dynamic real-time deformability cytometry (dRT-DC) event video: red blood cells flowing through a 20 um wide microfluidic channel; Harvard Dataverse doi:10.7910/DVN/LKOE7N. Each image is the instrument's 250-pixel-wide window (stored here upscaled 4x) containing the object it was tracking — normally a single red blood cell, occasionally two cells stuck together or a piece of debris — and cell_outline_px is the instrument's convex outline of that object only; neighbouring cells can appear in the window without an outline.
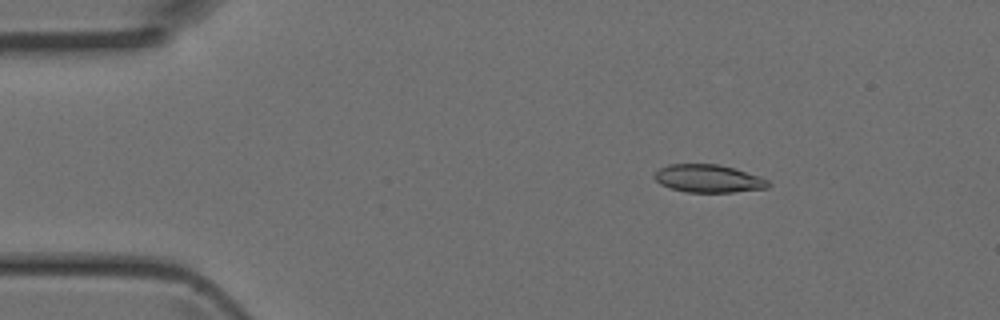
{"species": "Egyptian fruit bat (a non-hibernating species)", "species_latin": "Rousettus aegyptiacus", "temperature_condition": "room temperature", "stored_images_in_passage": 3, "camera_frame_rate_fps": 3000, "um_per_image_px": 0.085, "animal": {"sex": "female"}, "frame": {"image": 1, "passage_image": 2, "time_ms": 0.333, "image_size_px": [1000, 320], "cell_outline_px": [[772, 184], [768, 188], [732, 192], [684, 192], [660, 184], [652, 176], [660, 168], [668, 164], [720, 164], [760, 176], [768, 180]], "centroid_in_image_um": [60.23, 15.17], "position_along_channel_um": 24.8, "area_um2": 18.55}}